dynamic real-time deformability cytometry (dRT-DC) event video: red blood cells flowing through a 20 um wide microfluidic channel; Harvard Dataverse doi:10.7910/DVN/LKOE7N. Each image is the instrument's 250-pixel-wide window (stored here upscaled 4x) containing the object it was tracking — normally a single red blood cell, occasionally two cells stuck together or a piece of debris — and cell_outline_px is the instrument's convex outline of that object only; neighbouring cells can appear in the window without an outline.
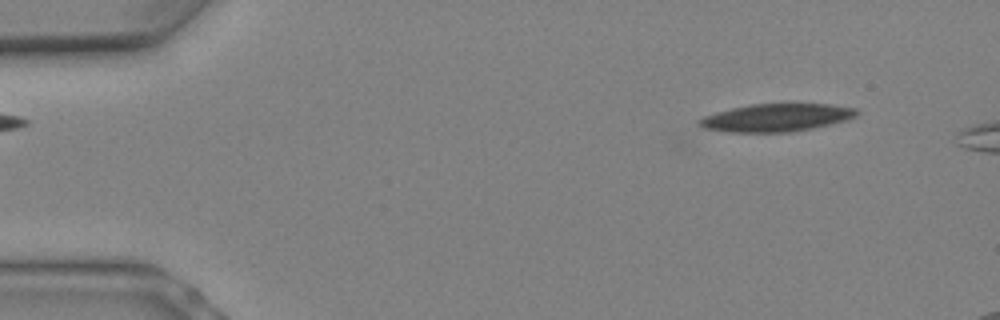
{"species": "Egyptian fruit bat (a non-hibernating species)", "species_latin": "Rousettus aegyptiacus", "temperature_condition": "warm", "stored_images_in_passage": 5, "camera_frame_rate_fps": 3000, "um_per_image_px": 0.085, "animal": {"sex": "female"}, "frame": {"image": 1, "passage_image": 2, "time_ms": 0.333, "image_size_px": [1000, 320], "cell_outline_px": [[860, 112], [856, 116], [848, 120], [812, 128], [792, 132], [728, 132], [704, 128], [696, 124], [696, 120], [704, 116], [716, 112], [748, 104], [788, 100], [832, 104], [856, 108]], "centroid_in_image_um": [66.04, 9.94], "position_along_channel_um": 19.0, "area_um2": 26.88}}